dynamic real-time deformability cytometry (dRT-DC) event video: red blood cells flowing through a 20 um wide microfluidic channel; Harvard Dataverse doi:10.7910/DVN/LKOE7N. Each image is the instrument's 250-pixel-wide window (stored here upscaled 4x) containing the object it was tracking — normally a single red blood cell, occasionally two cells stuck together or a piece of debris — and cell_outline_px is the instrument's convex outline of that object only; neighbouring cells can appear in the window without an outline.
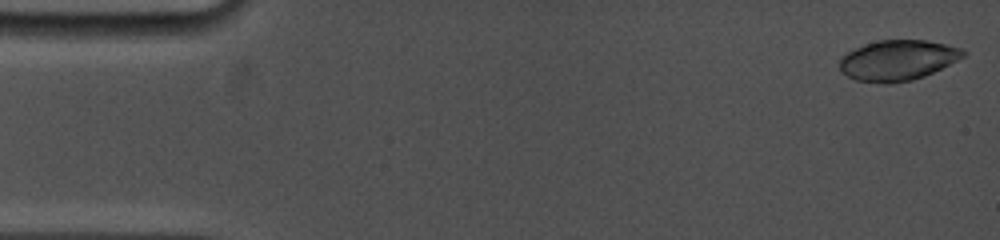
{"species": "common noctule bat (a hibernating species)", "species_latin": "Nyctalus noctula", "temperature_condition": "cold", "stored_images_in_passage": 22, "camera_frame_rate_fps": 5000, "um_per_image_px": 0.085, "animal": {"sex": "female", "body_mass_g": 19.0, "forearm_length_mm": 53.3}, "frame": {"image": 1, "passage_image": 2, "time_ms": 0.2, "image_size_px": [1000, 240], "cell_outline_px": [[968, 52], [964, 56], [924, 76], [912, 80], [888, 84], [884, 84], [856, 80], [848, 76], [840, 68], [840, 56], [856, 48], [880, 40], [928, 40], [964, 48]], "centroid_in_image_um": [76.33, 5.12], "position_along_channel_um": 8.7, "area_um2": 28.9}}
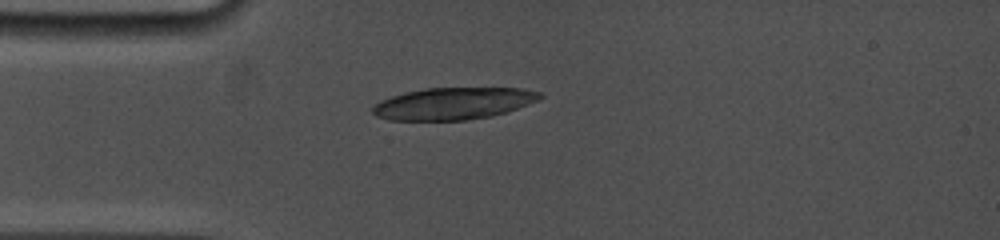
{"frame": {"image": 2, "passage_image": 22, "time_ms": 4.2, "image_size_px": [1000, 240], "cell_outline_px": [[544, 96], [536, 100], [516, 108], [492, 116], [464, 120], [388, 120], [376, 116], [372, 112], [372, 108], [380, 100], [404, 92], [424, 88], [520, 88], [540, 92]], "centroid_in_image_um": [38.48, 8.79], "position_along_channel_um": 46.5, "area_um2": 30.98}}